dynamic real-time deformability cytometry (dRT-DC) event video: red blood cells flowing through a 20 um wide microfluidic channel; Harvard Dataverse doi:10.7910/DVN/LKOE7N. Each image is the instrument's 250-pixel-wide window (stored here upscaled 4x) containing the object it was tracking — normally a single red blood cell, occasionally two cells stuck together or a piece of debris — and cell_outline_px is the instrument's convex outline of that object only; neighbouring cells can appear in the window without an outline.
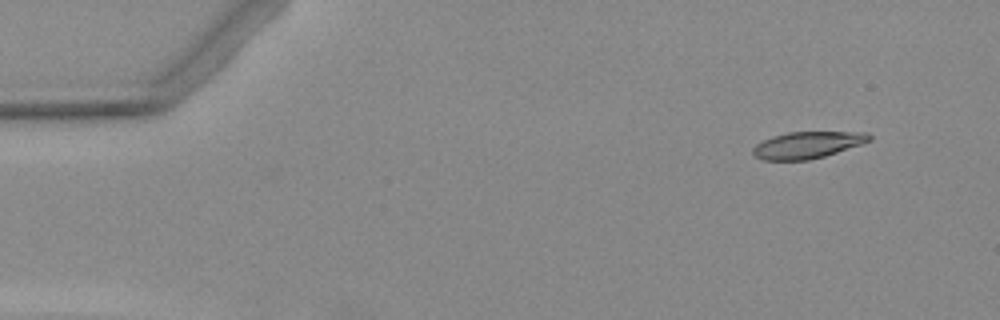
{"species": "Egyptian fruit bat (a non-hibernating species)", "species_latin": "Rousettus aegyptiacus", "temperature_condition": "warm", "stored_images_in_passage": 5, "camera_frame_rate_fps": 3000, "um_per_image_px": 0.085, "animal": {"sex": "female"}, "frame": {"image": 1, "passage_image": 1, "time_ms": 0.0, "image_size_px": [1000, 320], "cell_outline_px": [[872, 140], [824, 156], [808, 160], [764, 160], [752, 156], [752, 148], [756, 144], [772, 136], [788, 132], [868, 132], [872, 136]], "centroid_in_image_um": [68.6, 12.32], "position_along_channel_um": 16.4, "area_um2": 18.09}}
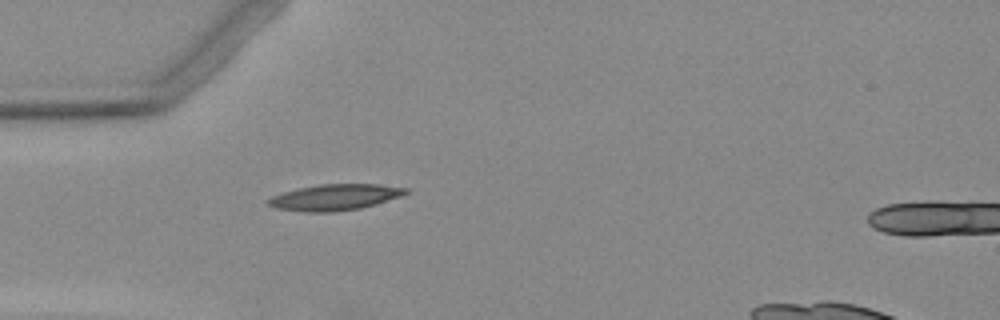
{"frame": {"image": 2, "passage_image": 4, "time_ms": 3.667, "image_size_px": [1000, 320], "cell_outline_px": [[408, 192], [404, 196], [376, 204], [360, 208], [332, 212], [304, 212], [276, 208], [268, 204], [268, 200], [272, 196], [284, 192], [300, 188], [320, 184], [380, 184], [408, 188]], "centroid_in_image_um": [28.52, 16.76], "position_along_channel_um": 56.5, "area_um2": 20.87}}